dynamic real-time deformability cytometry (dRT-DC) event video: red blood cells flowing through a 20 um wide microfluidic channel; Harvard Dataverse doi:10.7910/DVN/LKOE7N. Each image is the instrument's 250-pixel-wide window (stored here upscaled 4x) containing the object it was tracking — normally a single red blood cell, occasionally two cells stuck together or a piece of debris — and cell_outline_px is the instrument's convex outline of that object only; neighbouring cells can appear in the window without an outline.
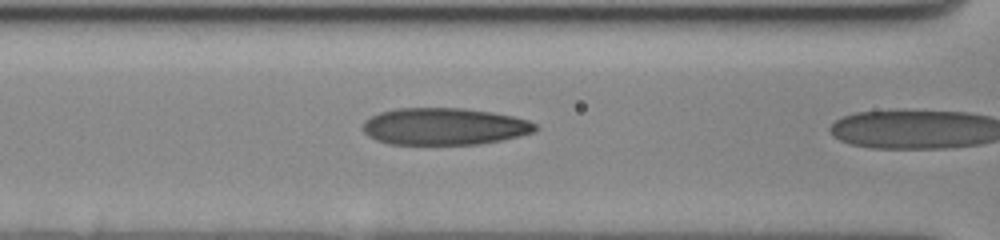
{"species": "human", "species_latin": "Homo sapiens", "temperature_condition": "cold", "stored_images_in_passage": 25, "camera_frame_rate_fps": 3000, "um_per_image_px": 0.085, "donor": {"sex": "female"}, "frame": {"image": 1, "passage_image": 24, "time_ms": 7.667, "image_size_px": [1000, 240], "cell_outline_px": [[540, 128], [536, 132], [500, 140], [480, 144], [388, 144], [376, 140], [368, 136], [364, 132], [364, 120], [380, 112], [396, 108], [464, 108], [492, 112], [512, 116], [528, 120], [536, 124]], "centroid_in_image_um": [37.78, 10.74], "position_along_channel_um": 128.8, "area_um2": 37.28}}